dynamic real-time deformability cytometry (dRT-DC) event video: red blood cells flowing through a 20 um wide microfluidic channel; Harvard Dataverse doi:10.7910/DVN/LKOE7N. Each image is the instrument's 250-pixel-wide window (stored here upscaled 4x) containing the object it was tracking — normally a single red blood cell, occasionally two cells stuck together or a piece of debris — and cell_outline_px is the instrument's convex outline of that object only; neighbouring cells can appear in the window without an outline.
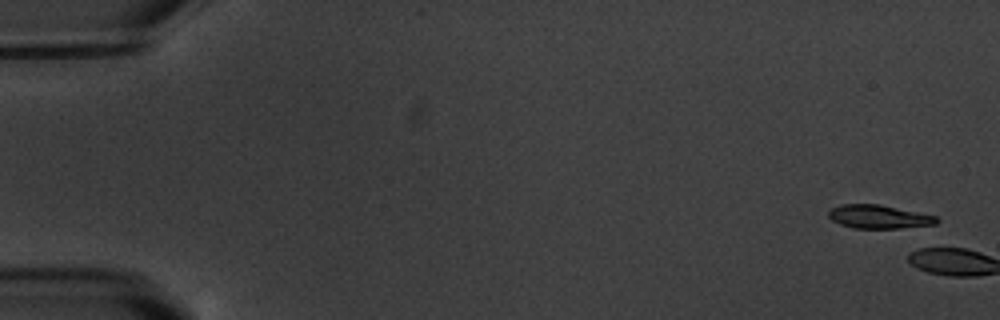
{"species": "common noctule bat (a hibernating species)", "species_latin": "Nyctalus noctula", "temperature_condition": "warm", "stored_images_in_passage": 6, "camera_frame_rate_fps": 3000, "um_per_image_px": 0.085, "animal": {"sex": "male", "body_mass_g": 20.1, "forearm_length_mm": 53.5}, "frame": {"image": 1, "passage_image": 1, "time_ms": 0.0, "image_size_px": [1000, 320], "cell_outline_px": [[940, 220], [936, 224], [900, 228], [852, 228], [840, 224], [832, 220], [828, 216], [828, 212], [832, 208], [840, 204], [880, 204], [936, 216]], "centroid_in_image_um": [74.69, 18.42], "position_along_channel_um": 10.3, "area_um2": 14.8}}